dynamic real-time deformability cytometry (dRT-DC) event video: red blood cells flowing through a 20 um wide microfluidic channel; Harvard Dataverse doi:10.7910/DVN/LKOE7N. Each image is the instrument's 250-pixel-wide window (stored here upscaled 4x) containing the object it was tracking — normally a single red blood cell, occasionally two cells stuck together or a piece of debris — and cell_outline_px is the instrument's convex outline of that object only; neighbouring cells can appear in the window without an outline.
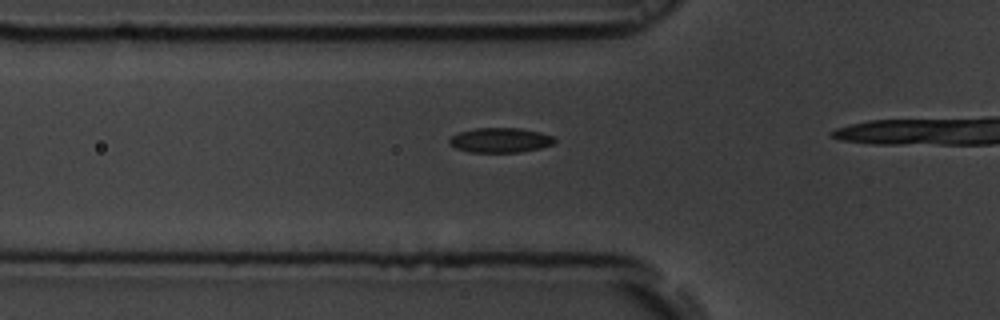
{"species": "common noctule bat (a hibernating species)", "species_latin": "Nyctalus noctula", "temperature_condition": "room temperature", "stored_images_in_passage": 19, "camera_frame_rate_fps": 3000, "um_per_image_px": 0.085, "animal": {"sex": "male", "body_mass_g": 19.5, "forearm_length_mm": 54.6}, "frame": {"image": 1, "passage_image": 14, "time_ms": 4.333, "image_size_px": [1000, 320], "cell_outline_px": [[556, 140], [552, 144], [540, 148], [520, 152], [468, 152], [456, 148], [448, 144], [448, 140], [452, 136], [460, 132], [476, 128], [520, 128], [540, 132], [552, 136]], "centroid_in_image_um": [42.5, 11.91], "position_along_channel_um": 83.3, "area_um2": 15.14}}